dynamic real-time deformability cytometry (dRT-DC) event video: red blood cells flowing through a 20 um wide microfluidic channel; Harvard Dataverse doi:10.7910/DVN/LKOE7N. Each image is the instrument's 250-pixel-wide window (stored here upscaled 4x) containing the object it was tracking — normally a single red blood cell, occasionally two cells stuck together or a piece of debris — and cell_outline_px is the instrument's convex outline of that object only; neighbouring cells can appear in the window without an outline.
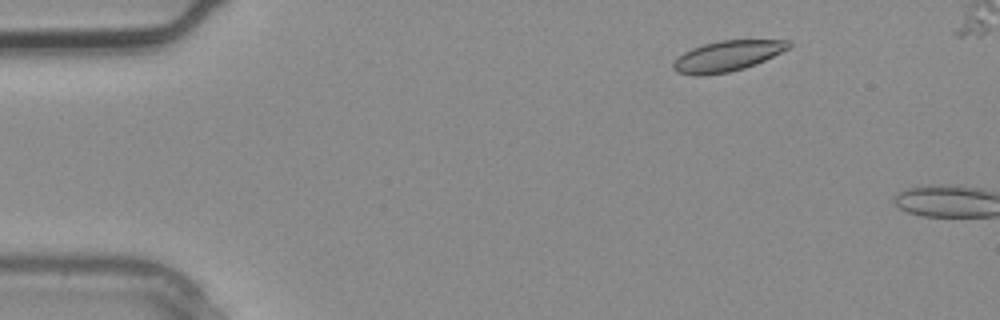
{"species": "common noctule bat (a hibernating species)", "species_latin": "Nyctalus noctula", "temperature_condition": "warm", "stored_images_in_passage": 2, "camera_frame_rate_fps": 3000, "um_per_image_px": 0.085, "animal": {"sex": "male", "body_mass_g": 20.4}, "frame": {"image": 1, "passage_image": 1, "time_ms": 0.0, "image_size_px": [1000, 320], "cell_outline_px": [[792, 48], [756, 64], [744, 68], [728, 72], [704, 76], [692, 76], [676, 72], [672, 68], [672, 64], [684, 52], [692, 48], [704, 44], [720, 40], [792, 40]], "centroid_in_image_um": [61.85, 4.77], "position_along_channel_um": 23.1, "area_um2": 20.81}}